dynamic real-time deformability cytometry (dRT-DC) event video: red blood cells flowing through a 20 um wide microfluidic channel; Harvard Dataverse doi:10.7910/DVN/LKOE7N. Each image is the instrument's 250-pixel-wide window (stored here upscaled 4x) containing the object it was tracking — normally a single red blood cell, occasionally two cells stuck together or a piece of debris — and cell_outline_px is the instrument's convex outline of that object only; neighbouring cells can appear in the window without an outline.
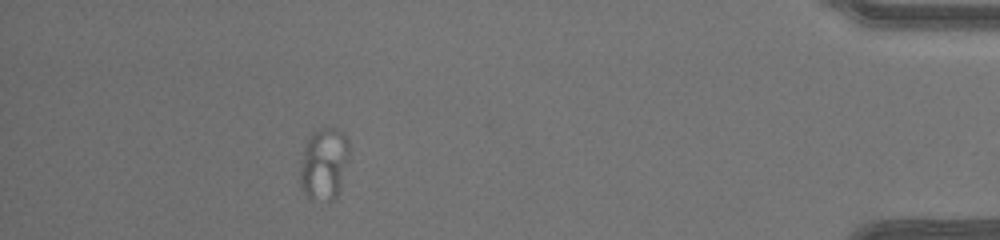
{"species": "human", "species_latin": "Homo sapiens", "temperature_condition": "warm", "stored_images_in_passage": 37, "camera_frame_rate_fps": 3000, "um_per_image_px": 0.085, "donor": {"sex": "male"}, "frame": {"image": 1, "passage_image": 32, "time_ms": 10.333, "image_size_px": [1000, 240], "cell_outline_px": [[348, 156], [340, 188], [336, 196], [332, 200], [328, 200], [308, 196], [304, 192], [300, 184], [300, 168], [304, 148], [308, 140], [320, 128], [336, 128], [344, 132], [348, 140]], "centroid_in_image_um": [27.55, 13.9], "position_along_channel_um": 407.6, "area_um2": 20.06}}